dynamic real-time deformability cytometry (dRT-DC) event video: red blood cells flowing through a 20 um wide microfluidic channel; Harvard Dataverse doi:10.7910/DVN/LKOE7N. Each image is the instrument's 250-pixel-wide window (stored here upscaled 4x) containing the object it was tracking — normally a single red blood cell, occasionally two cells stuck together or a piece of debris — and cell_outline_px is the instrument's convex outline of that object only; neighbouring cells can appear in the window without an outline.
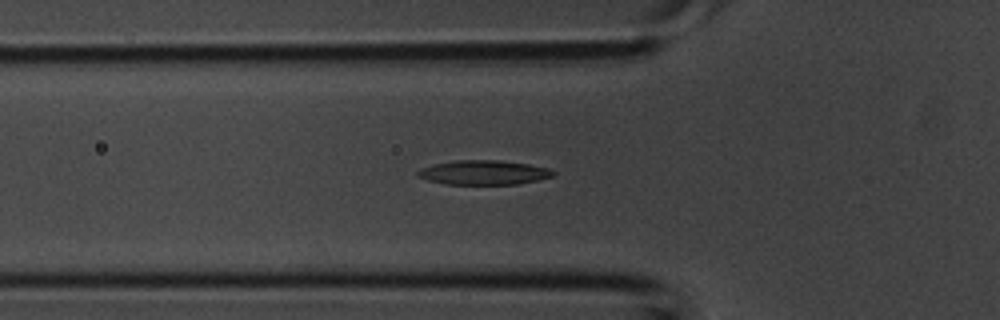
{"species": "common noctule bat (a hibernating species)", "species_latin": "Nyctalus noctula", "temperature_condition": "room temperature", "stored_images_in_passage": 25, "camera_frame_rate_fps": 3000, "um_per_image_px": 0.085, "animal": {"sex": "male", "body_mass_g": 20.1, "forearm_length_mm": 53.5}, "frame": {"image": 1, "passage_image": 4, "time_ms": 1.0, "image_size_px": [1000, 320], "cell_outline_px": [[556, 172], [552, 176], [536, 180], [516, 184], [444, 184], [428, 180], [416, 176], [416, 172], [420, 168], [432, 164], [456, 160], [500, 160], [528, 164], [548, 168]], "centroid_in_image_um": [41.06, 14.66], "position_along_channel_um": 84.7, "area_um2": 19.25}}
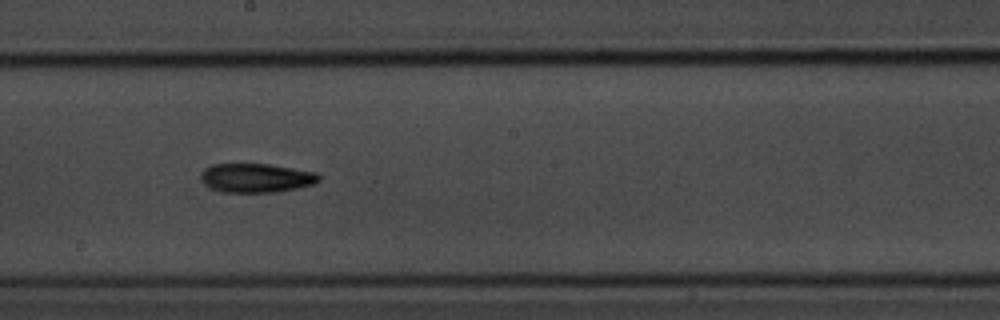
{"frame": {"image": 2, "passage_image": 12, "time_ms": 3.667, "image_size_px": [1000, 320], "cell_outline_px": [[320, 180], [316, 184], [276, 192], [224, 192], [212, 188], [200, 176], [212, 164], [268, 164], [316, 172], [320, 176]], "centroid_in_image_um": [21.87, 15.12], "position_along_channel_um": 226.3, "area_um2": 19.59}}
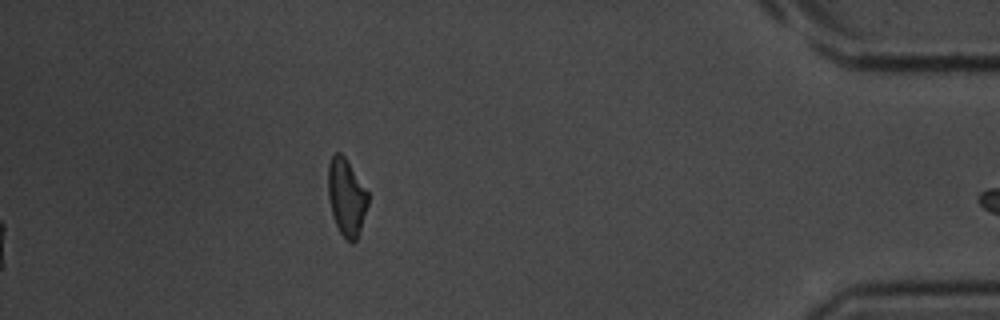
{"frame": {"image": 3, "passage_image": 25, "time_ms": 8.0, "image_size_px": [1000, 320], "cell_outline_px": [[368, 204], [356, 240], [352, 244], [340, 232], [336, 224], [332, 212], [328, 196], [328, 164], [332, 156], [336, 152], [340, 152], [344, 156], [368, 192]], "centroid_in_image_um": [29.44, 16.74], "position_along_channel_um": 405.8, "area_um2": 17.57}}